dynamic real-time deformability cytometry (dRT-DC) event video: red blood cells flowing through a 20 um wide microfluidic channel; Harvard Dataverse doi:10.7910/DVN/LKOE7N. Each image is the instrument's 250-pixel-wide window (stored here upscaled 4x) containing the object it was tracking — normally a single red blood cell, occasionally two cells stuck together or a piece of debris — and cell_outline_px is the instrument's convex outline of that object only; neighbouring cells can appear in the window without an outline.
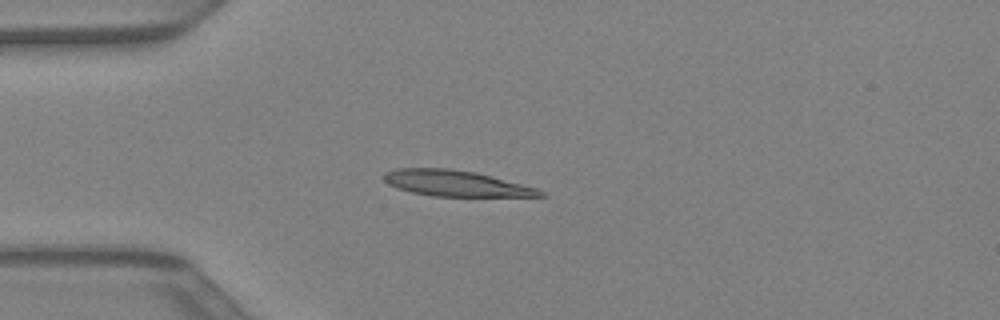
{"species": "Egyptian fruit bat (a non-hibernating species)", "species_latin": "Rousettus aegyptiacus", "temperature_condition": "warm", "stored_images_in_passage": 32, "camera_frame_rate_fps": 3000, "um_per_image_px": 0.085, "animal": {"sex": "female"}, "frame": {"image": 1, "passage_image": 1, "time_ms": 0.0, "image_size_px": [1000, 320], "cell_outline_px": [[548, 196], [432, 196], [412, 192], [388, 184], [384, 180], [384, 172], [396, 168], [448, 168], [476, 172], [536, 188], [544, 192]], "centroid_in_image_um": [38.72, 15.58], "position_along_channel_um": 46.3, "area_um2": 23.29}}
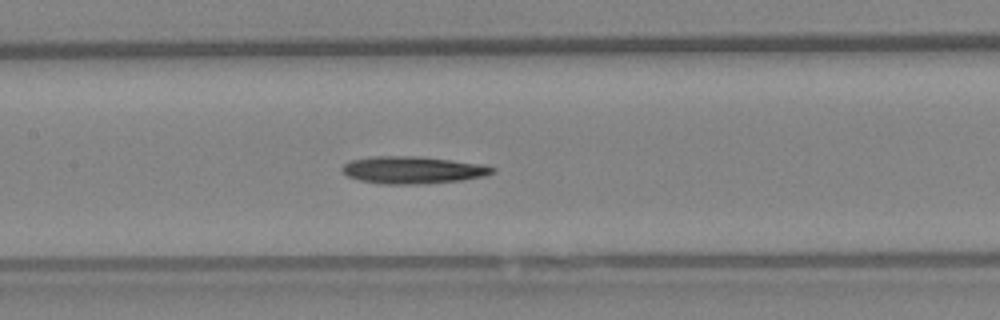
{"frame": {"image": 2, "passage_image": 10, "time_ms": 3.0, "image_size_px": [1000, 320], "cell_outline_px": [[496, 172], [484, 176], [460, 180], [416, 184], [380, 184], [360, 180], [348, 176], [340, 168], [344, 164], [352, 160], [376, 156], [416, 156], [484, 164], [496, 168]], "centroid_in_image_um": [35.1, 14.45], "position_along_channel_um": 172.3, "area_um2": 23.7}}
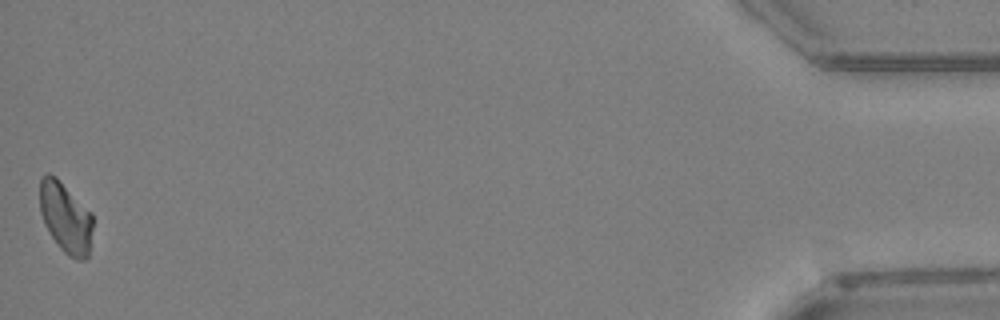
{"frame": {"image": 3, "passage_image": 32, "time_ms": 10.333, "image_size_px": [1000, 320], "cell_outline_px": [[92, 228], [88, 256], [84, 260], [76, 260], [68, 256], [60, 248], [44, 224], [40, 212], [40, 180], [44, 172], [48, 172], [56, 176], [92, 212]], "centroid_in_image_um": [5.57, 18.47], "position_along_channel_um": 429.6, "area_um2": 21.96}}